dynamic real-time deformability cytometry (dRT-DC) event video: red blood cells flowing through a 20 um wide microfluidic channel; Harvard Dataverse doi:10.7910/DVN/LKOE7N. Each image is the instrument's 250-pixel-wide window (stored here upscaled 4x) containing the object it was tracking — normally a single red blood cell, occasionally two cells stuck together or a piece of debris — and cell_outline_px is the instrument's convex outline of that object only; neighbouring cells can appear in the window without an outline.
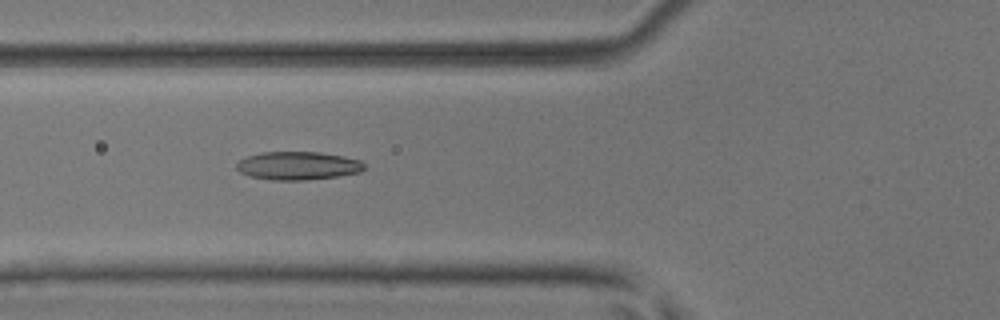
{"species": "common noctule bat (a hibernating species)", "species_latin": "Nyctalus noctula", "temperature_condition": "room temperature", "stored_images_in_passage": 21, "camera_frame_rate_fps": 3000, "um_per_image_px": 0.085, "animal": {"sex": "male", "body_mass_g": 17.9, "forearm_length_mm": 54.2}, "frame": {"image": 1, "passage_image": 3, "time_ms": 0.667, "image_size_px": [1000, 320], "cell_outline_px": [[364, 168], [360, 172], [336, 176], [304, 180], [272, 180], [252, 176], [240, 172], [236, 168], [236, 164], [240, 160], [248, 156], [260, 152], [320, 152], [344, 156], [360, 160], [364, 164]], "centroid_in_image_um": [25.32, 14.07], "position_along_channel_um": 100.5, "area_um2": 20.87}}
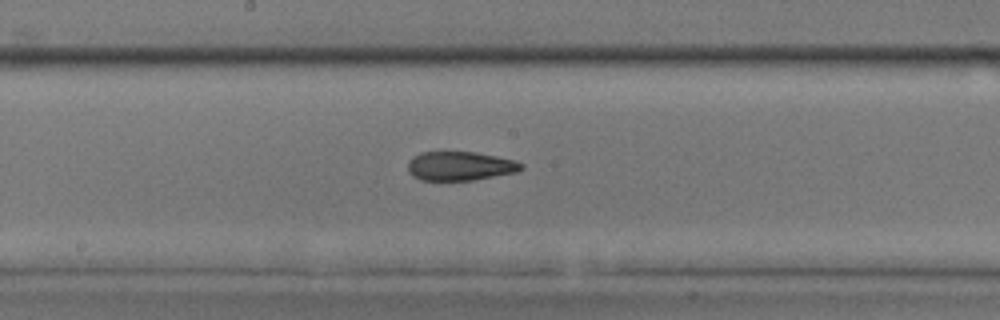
{"frame": {"image": 2, "passage_image": 11, "time_ms": 3.333, "image_size_px": [1000, 320], "cell_outline_px": [[524, 168], [516, 172], [472, 180], [420, 180], [412, 176], [408, 172], [408, 160], [412, 156], [420, 152], [476, 152], [496, 156], [512, 160], [524, 164]], "centroid_in_image_um": [39.06, 14.11], "position_along_channel_um": 209.1, "area_um2": 19.19}}
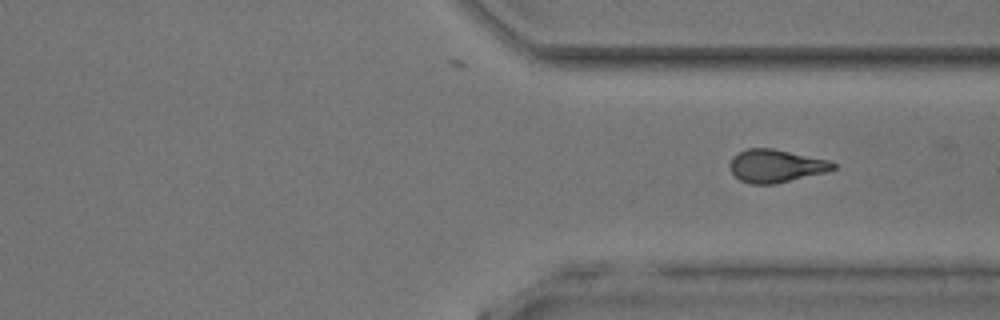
{"frame": {"image": 3, "passage_image": 21, "time_ms": 6.667, "image_size_px": [1000, 320], "cell_outline_px": [[836, 168], [828, 172], [776, 184], [752, 184], [740, 180], [732, 172], [728, 164], [732, 156], [748, 148], [772, 148], [828, 160], [836, 164]], "centroid_in_image_um": [65.95, 14.11], "position_along_channel_um": 345.4, "area_um2": 19.88}}